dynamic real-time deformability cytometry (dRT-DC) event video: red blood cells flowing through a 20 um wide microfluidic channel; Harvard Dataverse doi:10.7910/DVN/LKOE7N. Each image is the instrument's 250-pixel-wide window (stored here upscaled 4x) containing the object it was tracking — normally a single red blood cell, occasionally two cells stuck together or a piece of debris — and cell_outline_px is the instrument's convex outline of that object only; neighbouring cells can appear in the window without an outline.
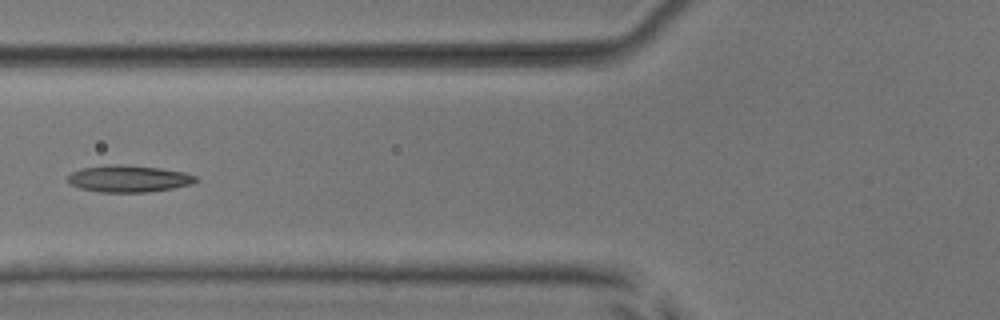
{"species": "common noctule bat (a hibernating species)", "species_latin": "Nyctalus noctula", "temperature_condition": "room temperature", "stored_images_in_passage": 6, "camera_frame_rate_fps": 3000, "um_per_image_px": 0.085, "animal": {"sex": "male", "body_mass_g": 17.9, "forearm_length_mm": 54.2}, "frame": {"image": 1, "passage_image": 6, "time_ms": 5.667, "image_size_px": [1000, 320], "cell_outline_px": [[200, 180], [192, 184], [172, 188], [148, 192], [100, 192], [80, 188], [68, 184], [68, 176], [72, 172], [80, 168], [108, 164], [120, 164], [160, 168], [184, 172], [196, 176]], "centroid_in_image_um": [10.93, 15.18], "position_along_channel_um": 114.9, "area_um2": 20.17}}